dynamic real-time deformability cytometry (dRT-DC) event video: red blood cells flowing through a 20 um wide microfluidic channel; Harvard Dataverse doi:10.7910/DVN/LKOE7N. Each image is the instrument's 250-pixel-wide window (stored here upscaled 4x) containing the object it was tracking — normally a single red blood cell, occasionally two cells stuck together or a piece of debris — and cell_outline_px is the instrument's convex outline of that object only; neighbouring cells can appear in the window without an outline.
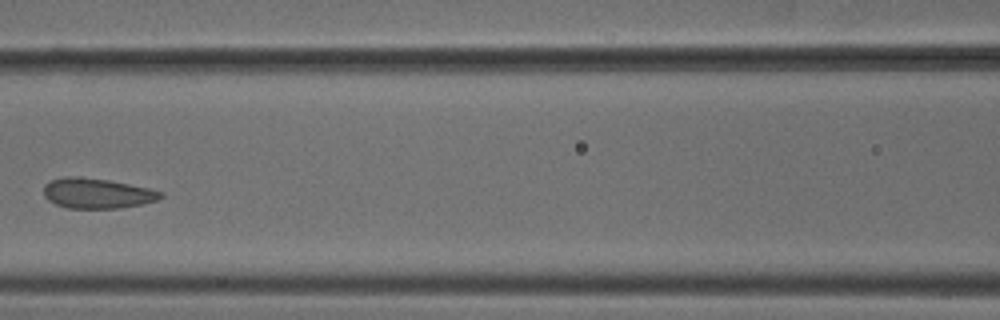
{"species": "common noctule bat (a hibernating species)", "species_latin": "Nyctalus noctula", "temperature_condition": "cold", "stored_images_in_passage": 6, "camera_frame_rate_fps": 3000, "um_per_image_px": 0.085, "animal": {"sex": "male", "body_mass_g": 18.8}, "frame": {"image": 1, "passage_image": 6, "time_ms": 1.667, "image_size_px": [1000, 320], "cell_outline_px": [[164, 196], [156, 200], [140, 204], [120, 208], [68, 208], [56, 204], [48, 200], [44, 196], [44, 184], [52, 180], [64, 176], [76, 176], [108, 180], [148, 188], [164, 192]], "centroid_in_image_um": [8.23, 16.43], "position_along_channel_um": 158.4, "area_um2": 20.46}}